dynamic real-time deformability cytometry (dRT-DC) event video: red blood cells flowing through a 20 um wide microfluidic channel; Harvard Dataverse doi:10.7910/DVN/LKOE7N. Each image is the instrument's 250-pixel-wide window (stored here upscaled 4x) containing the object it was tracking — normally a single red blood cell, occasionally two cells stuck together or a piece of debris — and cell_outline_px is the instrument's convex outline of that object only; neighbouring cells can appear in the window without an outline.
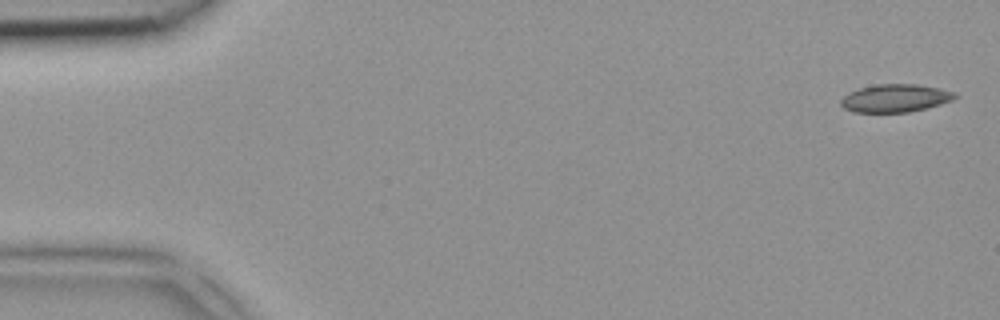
{"species": "common noctule bat (a hibernating species)", "species_latin": "Nyctalus noctula", "temperature_condition": "room temperature", "stored_images_in_passage": 5, "camera_frame_rate_fps": 3000, "um_per_image_px": 0.085, "animal": {"sex": "female", "body_mass_g": 18.4}, "frame": {"image": 1, "passage_image": 1, "time_ms": 0.0, "image_size_px": [1000, 320], "cell_outline_px": [[960, 96], [952, 100], [928, 108], [908, 112], [852, 112], [844, 108], [840, 104], [840, 100], [848, 92], [860, 88], [876, 84], [916, 84], [956, 92]], "centroid_in_image_um": [76.1, 8.35], "position_along_channel_um": 8.9, "area_um2": 18.61}}